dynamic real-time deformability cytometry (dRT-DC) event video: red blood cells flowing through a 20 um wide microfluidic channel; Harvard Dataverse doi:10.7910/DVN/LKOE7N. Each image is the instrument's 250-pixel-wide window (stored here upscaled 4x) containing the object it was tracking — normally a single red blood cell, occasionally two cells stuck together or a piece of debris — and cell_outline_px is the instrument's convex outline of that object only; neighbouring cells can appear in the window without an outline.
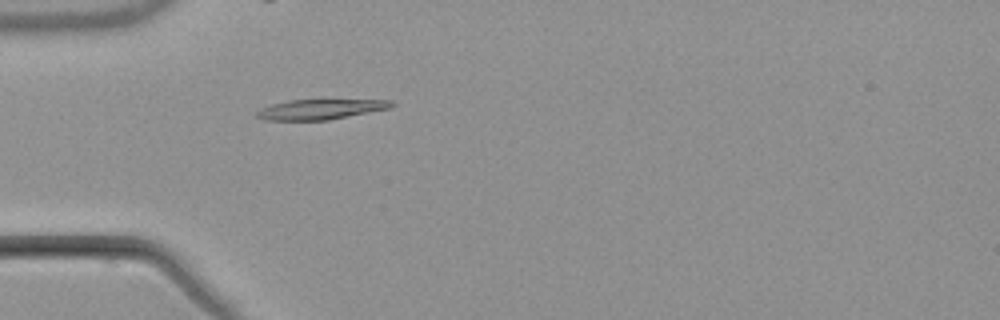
{"species": "common noctule bat (a hibernating species)", "species_latin": "Nyctalus noctula", "temperature_condition": "warm", "stored_images_in_passage": 5, "camera_frame_rate_fps": 3000, "um_per_image_px": 0.085, "animal": {"sex": "male", "body_mass_g": 21.5, "forearm_length_mm": 52.0}, "frame": {"image": 1, "passage_image": 5, "time_ms": 5.0, "image_size_px": [1000, 320], "cell_outline_px": [[396, 104], [392, 108], [328, 120], [264, 120], [256, 116], [256, 112], [260, 108], [272, 104], [288, 100], [392, 100]], "centroid_in_image_um": [27.25, 9.29], "position_along_channel_um": 57.7, "area_um2": 15.84}}